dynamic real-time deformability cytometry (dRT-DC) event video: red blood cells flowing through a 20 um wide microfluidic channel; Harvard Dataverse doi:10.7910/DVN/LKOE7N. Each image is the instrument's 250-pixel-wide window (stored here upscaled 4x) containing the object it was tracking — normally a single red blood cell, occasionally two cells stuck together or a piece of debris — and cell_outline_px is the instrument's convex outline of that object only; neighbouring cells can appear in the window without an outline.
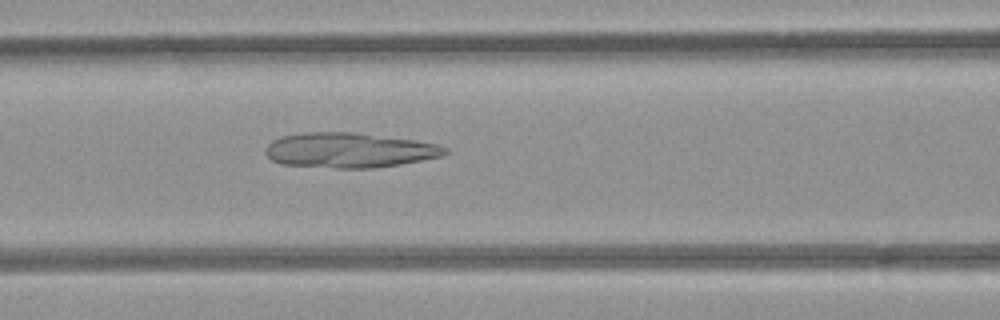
{"species": "common noctule bat (a hibernating species)", "species_latin": "Nyctalus noctula", "temperature_condition": "room temperature", "stored_images_in_passage": 36, "camera_frame_rate_fps": 3000, "um_per_image_px": 0.085, "animal": {"sex": "female", "body_mass_g": 21.9}, "frame": {"image": 1, "passage_image": 8, "time_ms": 2.333, "image_size_px": [1000, 320], "cell_outline_px": [[448, 152], [440, 156], [400, 164], [372, 168], [336, 168], [280, 164], [272, 160], [264, 152], [264, 148], [272, 140], [280, 136], [304, 132], [352, 132], [416, 140], [436, 144], [448, 148]], "centroid_in_image_um": [29.63, 12.76], "position_along_channel_um": 137.0, "area_um2": 36.59}}
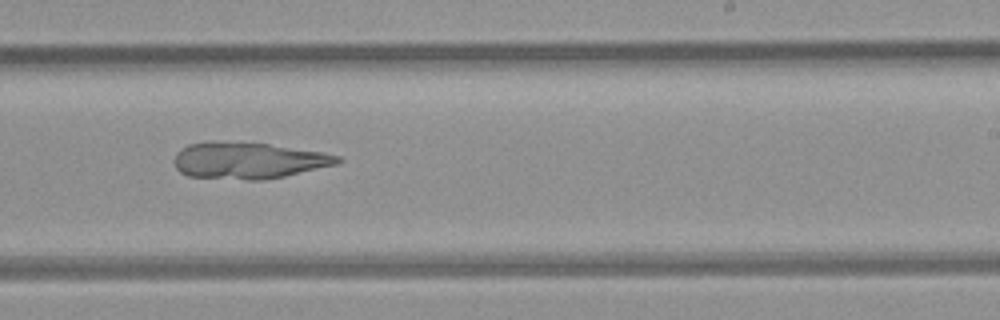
{"frame": {"image": 2, "passage_image": 18, "time_ms": 5.667, "image_size_px": [1000, 320], "cell_outline_px": [[344, 160], [336, 164], [284, 176], [264, 180], [248, 180], [188, 176], [180, 172], [176, 168], [176, 152], [188, 144], [208, 140], [268, 144], [320, 152], [340, 156]], "centroid_in_image_um": [21.07, 13.63], "position_along_channel_um": 267.9, "area_um2": 34.56}}
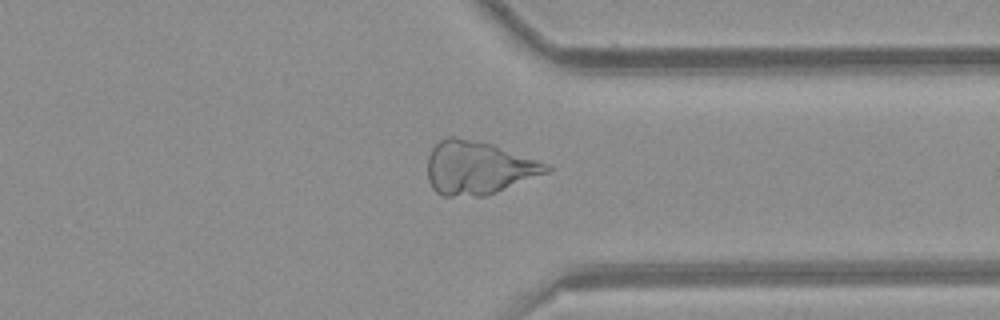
{"frame": {"image": 3, "passage_image": 26, "time_ms": 8.333, "image_size_px": [1000, 320], "cell_outline_px": [[552, 168], [548, 172], [496, 192], [484, 196], [440, 196], [432, 188], [428, 180], [428, 156], [432, 148], [440, 140], [448, 136], [456, 136], [492, 144], [548, 164]], "centroid_in_image_um": [40.6, 14.26], "position_along_channel_um": 370.8, "area_um2": 36.76}}